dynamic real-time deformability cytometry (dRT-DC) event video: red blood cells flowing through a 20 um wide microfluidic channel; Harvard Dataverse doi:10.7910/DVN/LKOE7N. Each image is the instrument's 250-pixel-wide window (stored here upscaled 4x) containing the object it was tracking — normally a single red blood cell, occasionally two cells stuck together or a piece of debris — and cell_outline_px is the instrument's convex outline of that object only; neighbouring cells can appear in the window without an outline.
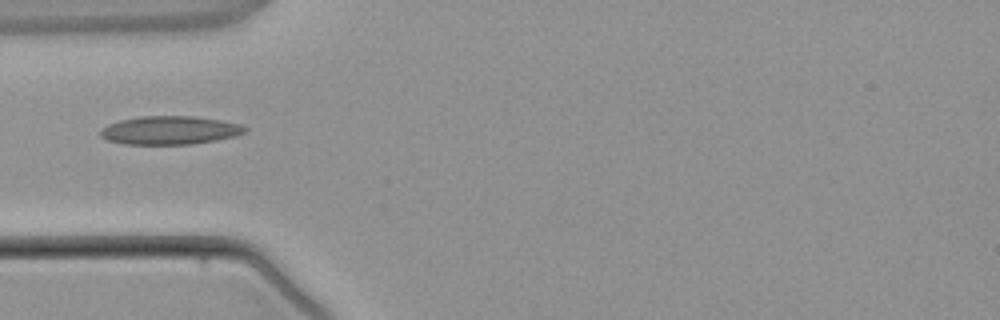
{"species": "common noctule bat (a hibernating species)", "species_latin": "Nyctalus noctula", "temperature_condition": "warm", "stored_images_in_passage": 2, "camera_frame_rate_fps": 3000, "um_per_image_px": 0.085, "animal": {"sex": "male", "body_mass_g": 21.5, "forearm_length_mm": 52.0}, "frame": {"image": 1, "passage_image": 1, "time_ms": 0.0, "image_size_px": [1000, 320], "cell_outline_px": [[248, 128], [244, 132], [236, 136], [216, 140], [192, 144], [124, 144], [108, 140], [100, 136], [100, 132], [108, 124], [120, 120], [140, 116], [192, 116], [220, 120], [240, 124]], "centroid_in_image_um": [14.44, 11.07], "position_along_channel_um": 70.6, "area_um2": 23.81}}
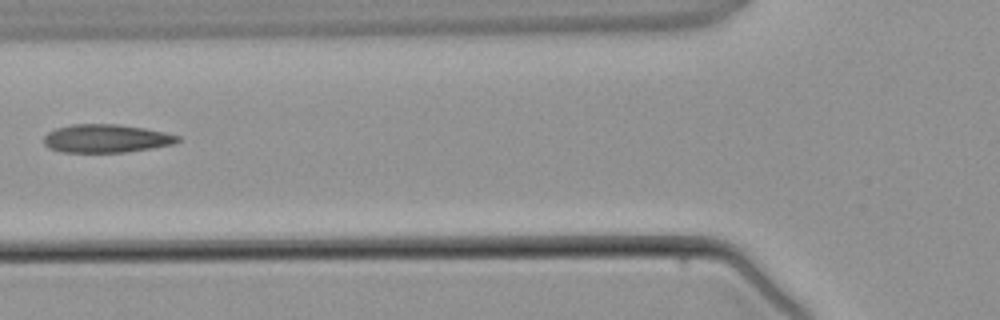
{"frame": {"image": 2, "passage_image": 2, "time_ms": 1.0, "image_size_px": [1000, 320], "cell_outline_px": [[180, 140], [172, 144], [152, 148], [124, 152], [64, 152], [52, 148], [44, 144], [44, 136], [48, 132], [56, 128], [72, 124], [116, 124], [144, 128], [164, 132], [180, 136]], "centroid_in_image_um": [9.03, 11.76], "position_along_channel_um": 116.8, "area_um2": 21.85}}